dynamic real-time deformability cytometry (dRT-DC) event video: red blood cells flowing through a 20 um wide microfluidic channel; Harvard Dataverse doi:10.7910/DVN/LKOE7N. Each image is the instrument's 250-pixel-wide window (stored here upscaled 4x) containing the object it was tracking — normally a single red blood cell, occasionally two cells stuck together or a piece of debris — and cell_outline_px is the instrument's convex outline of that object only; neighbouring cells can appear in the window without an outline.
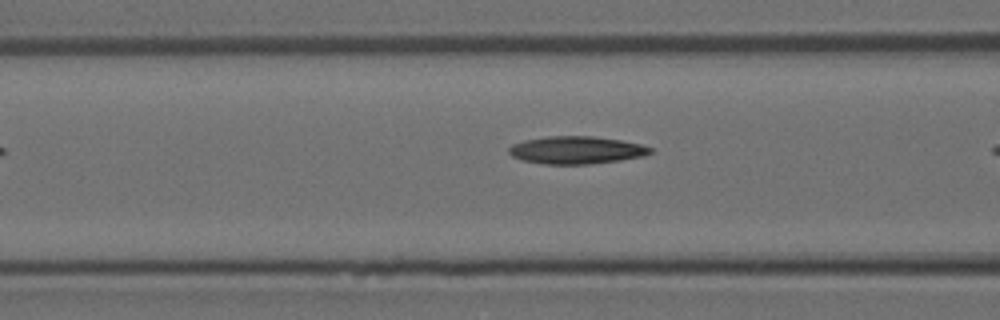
{"species": "Egyptian fruit bat (a non-hibernating species)", "species_latin": "Rousettus aegyptiacus", "temperature_condition": "room temperature", "stored_images_in_passage": 6, "camera_frame_rate_fps": 3000, "um_per_image_px": 0.085, "animal": {"sex": "female"}, "frame": {"image": 1, "passage_image": 4, "time_ms": 3.667, "image_size_px": [1000, 320], "cell_outline_px": [[652, 152], [644, 156], [620, 160], [588, 164], [544, 164], [520, 160], [512, 156], [508, 152], [508, 148], [512, 144], [524, 140], [548, 136], [592, 136], [620, 140], [640, 144], [652, 148]], "centroid_in_image_um": [48.95, 12.76], "position_along_channel_um": 117.6, "area_um2": 22.77}}